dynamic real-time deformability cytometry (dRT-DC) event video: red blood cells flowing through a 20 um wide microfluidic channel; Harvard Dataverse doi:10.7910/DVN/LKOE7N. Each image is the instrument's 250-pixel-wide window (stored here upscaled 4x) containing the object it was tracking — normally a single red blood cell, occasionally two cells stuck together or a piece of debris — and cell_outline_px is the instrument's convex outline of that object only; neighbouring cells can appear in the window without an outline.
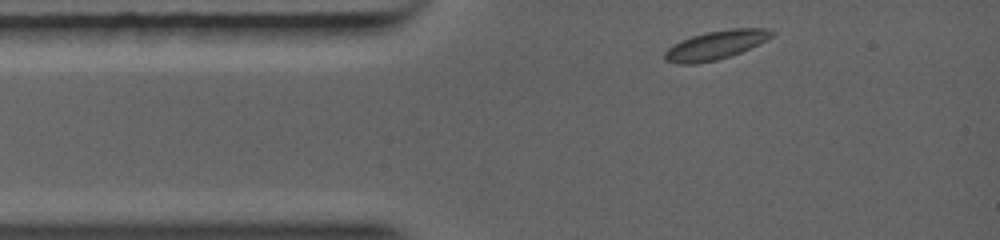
{"species": "common noctule bat (a hibernating species)", "species_latin": "Nyctalus noctula", "temperature_condition": "warm", "stored_images_in_passage": 12, "camera_frame_rate_fps": 5000, "um_per_image_px": 0.085, "animal": {"sex": "female", "body_mass_g": 19.0, "forearm_length_mm": 56.7}, "frame": {"image": 1, "passage_image": 1, "time_ms": 0.0, "image_size_px": [1000, 240], "cell_outline_px": [[776, 32], [768, 40], [760, 44], [740, 52], [716, 60], [696, 64], [676, 64], [664, 60], [664, 52], [668, 48], [680, 40], [704, 32], [732, 28], [772, 28]], "centroid_in_image_um": [60.86, 3.82], "position_along_channel_um": 24.1, "area_um2": 18.21}}
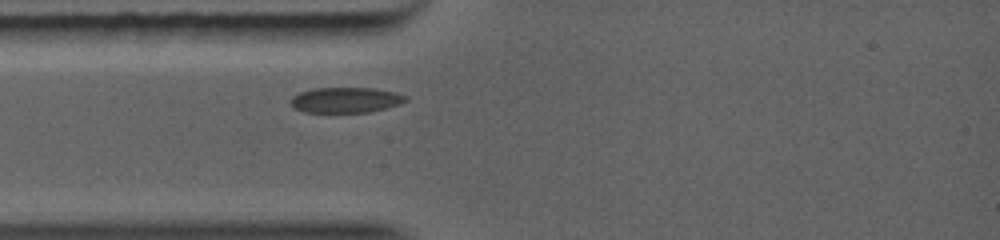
{"frame": {"image": 2, "passage_image": 4, "time_ms": 1.2, "image_size_px": [1000, 240], "cell_outline_px": [[408, 100], [384, 108], [368, 112], [304, 112], [296, 108], [288, 100], [292, 96], [300, 92], [312, 88], [372, 88], [396, 92], [408, 96]], "centroid_in_image_um": [29.36, 8.49], "position_along_channel_um": 55.6, "area_um2": 16.94}}
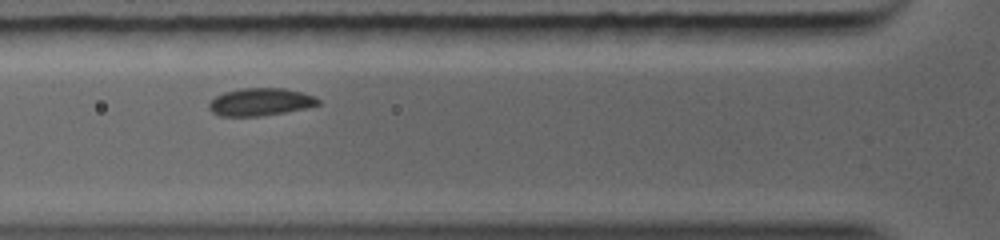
{"frame": {"image": 3, "passage_image": 6, "time_ms": 2.2, "image_size_px": [1000, 240], "cell_outline_px": [[320, 104], [308, 108], [260, 116], [220, 116], [212, 112], [208, 108], [208, 104], [216, 96], [224, 92], [240, 88], [284, 88], [300, 92], [312, 96], [320, 100]], "centroid_in_image_um": [22.11, 8.67], "position_along_channel_um": 103.7, "area_um2": 17.51}}